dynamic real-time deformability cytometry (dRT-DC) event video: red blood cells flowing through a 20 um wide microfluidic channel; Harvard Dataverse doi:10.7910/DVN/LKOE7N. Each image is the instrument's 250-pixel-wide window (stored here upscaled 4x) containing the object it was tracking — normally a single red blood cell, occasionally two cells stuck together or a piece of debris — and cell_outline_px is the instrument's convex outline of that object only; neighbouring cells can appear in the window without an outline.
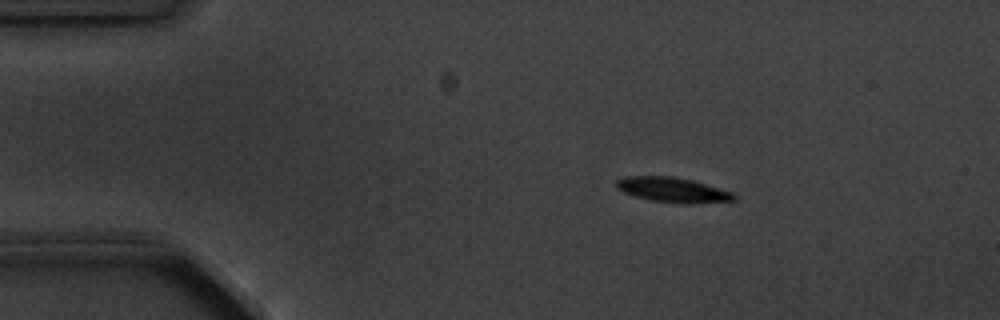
{"species": "common noctule bat (a hibernating species)", "species_latin": "Nyctalus noctula", "temperature_condition": "cold", "stored_images_in_passage": 4, "camera_frame_rate_fps": 3000, "um_per_image_px": 0.085, "animal": {"sex": "male", "body_mass_g": 20.1, "forearm_length_mm": 53.5}, "frame": {"image": 1, "passage_image": 1, "time_ms": 0.0, "image_size_px": [1000, 320], "cell_outline_px": [[736, 200], [652, 200], [636, 196], [624, 192], [616, 188], [616, 180], [624, 176], [672, 176], [692, 180], [732, 192], [736, 196]], "centroid_in_image_um": [57.04, 16.05], "position_along_channel_um": 28.0, "area_um2": 15.66}}